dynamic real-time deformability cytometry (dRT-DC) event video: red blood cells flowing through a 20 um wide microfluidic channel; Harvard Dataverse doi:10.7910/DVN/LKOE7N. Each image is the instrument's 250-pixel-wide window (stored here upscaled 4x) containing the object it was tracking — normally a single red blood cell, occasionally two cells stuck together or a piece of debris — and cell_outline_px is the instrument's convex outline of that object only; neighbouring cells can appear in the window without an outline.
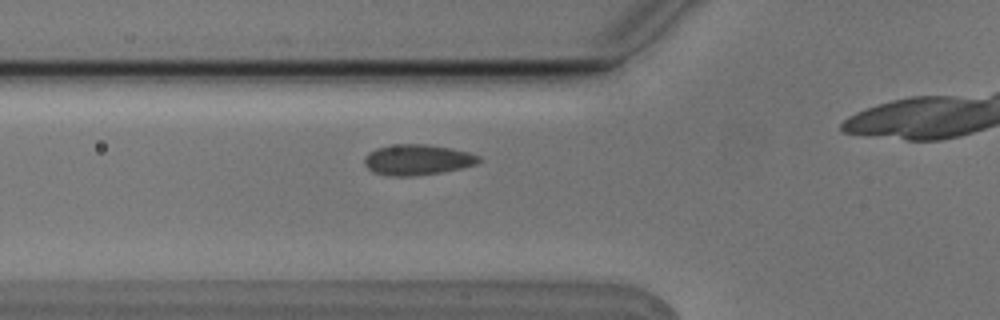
{"species": "Egyptian fruit bat (a non-hibernating species)", "species_latin": "Rousettus aegyptiacus", "temperature_condition": "cold", "stored_images_in_passage": 4, "camera_frame_rate_fps": 3000, "um_per_image_px": 0.085, "animal": {"sex": "male"}, "frame": {"image": 1, "passage_image": 3, "time_ms": 0.667, "image_size_px": [1000, 320], "cell_outline_px": [[480, 160], [476, 164], [460, 168], [440, 172], [416, 176], [388, 176], [372, 172], [364, 164], [364, 156], [368, 152], [376, 148], [396, 144], [424, 144], [452, 148], [468, 152], [480, 156]], "centroid_in_image_um": [35.43, 13.58], "position_along_channel_um": 90.4, "area_um2": 20.46}}